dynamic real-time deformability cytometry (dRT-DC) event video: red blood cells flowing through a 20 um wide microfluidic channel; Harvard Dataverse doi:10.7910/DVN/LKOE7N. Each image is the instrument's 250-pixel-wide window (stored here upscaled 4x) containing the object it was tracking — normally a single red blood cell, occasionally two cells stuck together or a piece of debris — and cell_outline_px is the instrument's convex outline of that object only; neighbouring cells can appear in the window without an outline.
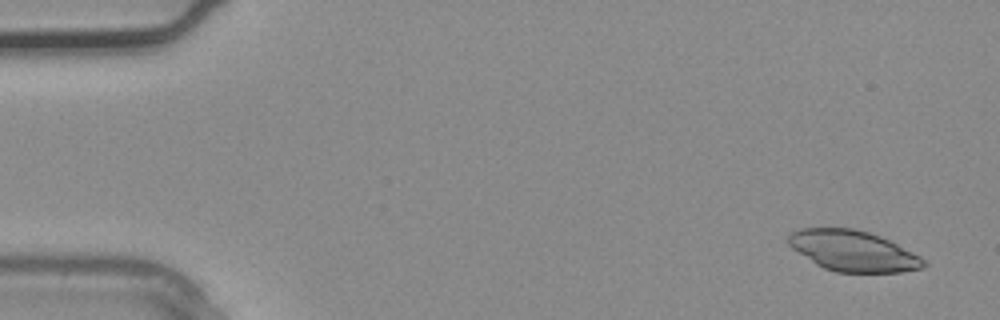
{"species": "common noctule bat (a hibernating species)", "species_latin": "Nyctalus noctula", "temperature_condition": "warm", "stored_images_in_passage": 2, "segment_of_instrument_passage": [2, 2], "camera_frame_rate_fps": 3000, "um_per_image_px": 0.085, "animal": {"sex": "male", "body_mass_g": 20.4}, "frame": {"image": 1, "passage_image": 2, "time_ms": 0.333, "image_size_px": [1000, 320], "cell_outline_px": [[928, 264], [924, 268], [900, 272], [836, 272], [824, 268], [816, 264], [792, 248], [788, 244], [788, 236], [792, 232], [800, 228], [852, 228], [868, 232], [880, 236], [920, 256]], "centroid_in_image_um": [72.51, 21.33], "position_along_channel_um": 12.5, "area_um2": 31.85}}